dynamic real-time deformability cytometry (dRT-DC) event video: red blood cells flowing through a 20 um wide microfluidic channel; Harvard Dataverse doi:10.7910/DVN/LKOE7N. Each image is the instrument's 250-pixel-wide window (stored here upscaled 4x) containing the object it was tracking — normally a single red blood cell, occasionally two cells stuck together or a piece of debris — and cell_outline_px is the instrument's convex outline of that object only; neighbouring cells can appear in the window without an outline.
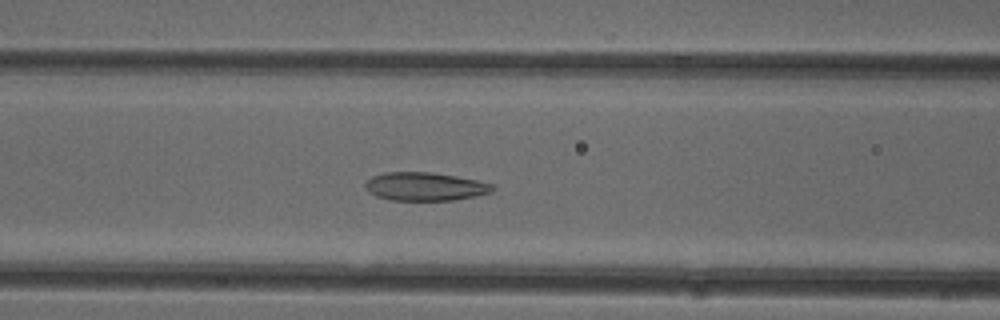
{"species": "common noctule bat (a hibernating species)", "species_latin": "Nyctalus noctula", "temperature_condition": "cold", "stored_images_in_passage": 42, "camera_frame_rate_fps": 3000, "um_per_image_px": 0.085, "animal": {"sex": "female"}, "frame": {"image": 1, "passage_image": 12, "time_ms": 3.667, "image_size_px": [1000, 320], "cell_outline_px": [[496, 188], [492, 192], [476, 196], [456, 200], [388, 200], [376, 196], [368, 192], [364, 188], [364, 184], [372, 176], [384, 172], [432, 172], [456, 176], [476, 180], [492, 184]], "centroid_in_image_um": [36.11, 15.86], "position_along_channel_um": 130.5, "area_um2": 21.21}}
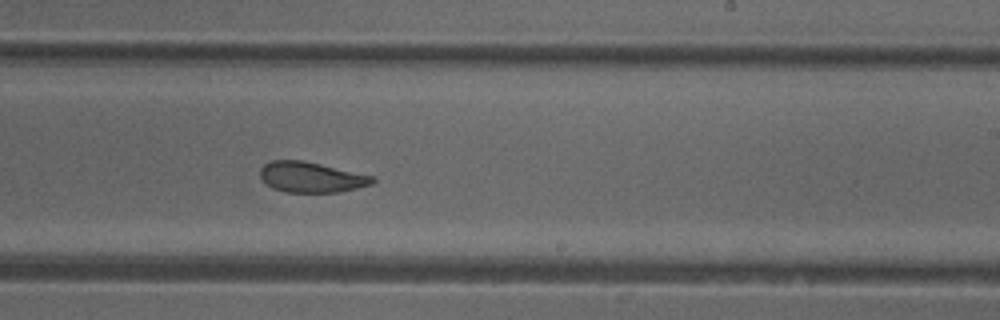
{"frame": {"image": 2, "passage_image": 22, "time_ms": 7.0, "image_size_px": [1000, 320], "cell_outline_px": [[376, 180], [372, 184], [340, 192], [288, 192], [272, 188], [260, 176], [260, 168], [264, 164], [272, 160], [304, 160], [372, 176]], "centroid_in_image_um": [26.44, 15.05], "position_along_channel_um": 262.6, "area_um2": 19.77}}
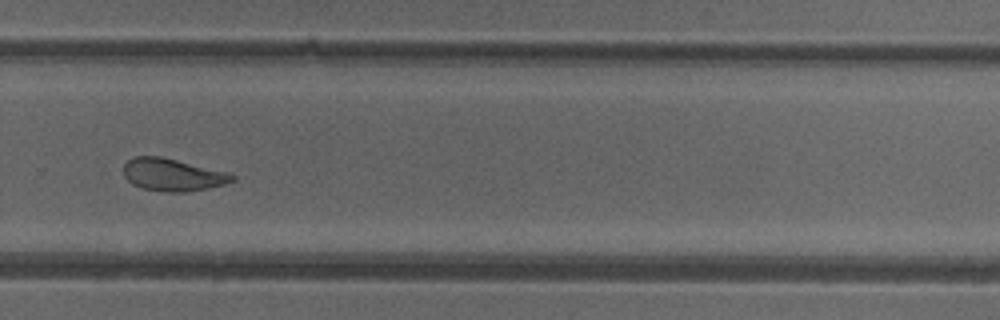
{"frame": {"image": 3, "passage_image": 26, "time_ms": 8.333, "image_size_px": [1000, 320], "cell_outline_px": [[236, 180], [224, 184], [208, 188], [184, 192], [164, 192], [144, 188], [132, 184], [124, 176], [124, 164], [128, 160], [136, 156], [160, 156], [232, 172], [236, 176]], "centroid_in_image_um": [14.73, 14.85], "position_along_channel_um": 315.1, "area_um2": 20.75}, "authors_computed_cell_mechanics": {"area_um2": 22.0796, "velocity_mm_per_s": 3.9707, "shape_relaxation_time_tau1_ms": 7.8265, "shape_relaxation_time_tau2_ms": 1.8474, "deformation_change_tau1": 0.1467, "deformation_change_tau2": 0.0723}}